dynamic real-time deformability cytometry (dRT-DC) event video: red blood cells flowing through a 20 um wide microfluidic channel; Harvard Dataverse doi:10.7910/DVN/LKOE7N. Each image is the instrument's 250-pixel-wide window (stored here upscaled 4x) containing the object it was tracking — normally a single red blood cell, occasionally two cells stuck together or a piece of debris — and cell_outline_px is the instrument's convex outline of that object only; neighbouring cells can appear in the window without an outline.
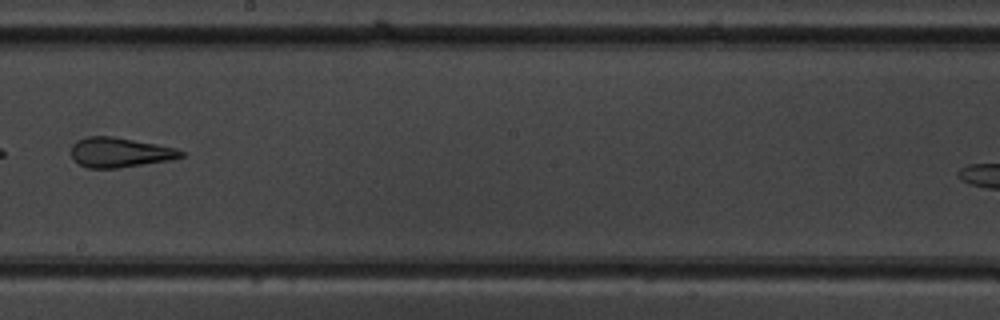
{"species": "common noctule bat (a hibernating species)", "species_latin": "Nyctalus noctula", "temperature_condition": "warm", "stored_images_in_passage": 10, "segment_of_instrument_passage": [1, 2], "camera_frame_rate_fps": 3000, "um_per_image_px": 0.085, "animal": {"sex": "male", "body_mass_g": 19.5, "forearm_length_mm": 54.6}, "frame": {"image": 1, "passage_image": 9, "time_ms": 9.333, "image_size_px": [1000, 320], "cell_outline_px": [[184, 156], [172, 160], [116, 168], [88, 168], [72, 160], [72, 144], [76, 140], [88, 136], [112, 136], [156, 144], [176, 148], [184, 152]], "centroid_in_image_um": [10.17, 12.95], "position_along_channel_um": 238.0, "area_um2": 19.07}}